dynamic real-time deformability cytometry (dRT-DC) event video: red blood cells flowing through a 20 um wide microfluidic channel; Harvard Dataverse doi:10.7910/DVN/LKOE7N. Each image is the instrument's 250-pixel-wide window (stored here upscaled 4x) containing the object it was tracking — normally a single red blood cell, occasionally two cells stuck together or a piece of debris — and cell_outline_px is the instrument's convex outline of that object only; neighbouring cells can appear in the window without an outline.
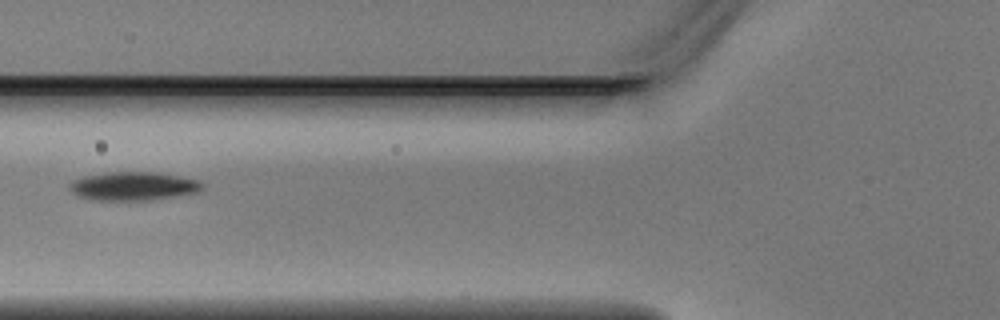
{"species": "Egyptian fruit bat (a non-hibernating species)", "species_latin": "Rousettus aegyptiacus", "temperature_condition": "warm", "stored_images_in_passage": 6, "camera_frame_rate_fps": 3000, "um_per_image_px": 0.085, "animal": {"sex": "male"}, "frame": {"image": 1, "passage_image": 6, "time_ms": 1.667, "image_size_px": [1000, 320], "cell_outline_px": [[204, 188], [200, 192], [152, 200], [96, 200], [80, 196], [72, 192], [68, 188], [68, 184], [72, 180], [84, 176], [108, 172], [148, 172], [176, 176], [196, 180], [204, 184]], "centroid_in_image_um": [11.32, 15.83], "position_along_channel_um": 114.5, "area_um2": 21.96}}